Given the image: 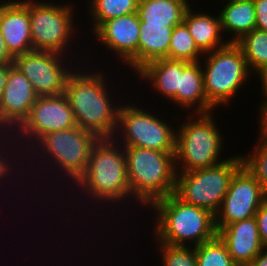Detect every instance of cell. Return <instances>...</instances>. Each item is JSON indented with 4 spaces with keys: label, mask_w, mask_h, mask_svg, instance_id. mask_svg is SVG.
Masks as SVG:
<instances>
[{
    "label": "cell",
    "mask_w": 267,
    "mask_h": 266,
    "mask_svg": "<svg viewBox=\"0 0 267 266\" xmlns=\"http://www.w3.org/2000/svg\"><path fill=\"white\" fill-rule=\"evenodd\" d=\"M127 103H121L119 107L117 128L113 138L123 146L175 152L176 129L154 112Z\"/></svg>",
    "instance_id": "9c48e42d"
},
{
    "label": "cell",
    "mask_w": 267,
    "mask_h": 266,
    "mask_svg": "<svg viewBox=\"0 0 267 266\" xmlns=\"http://www.w3.org/2000/svg\"><path fill=\"white\" fill-rule=\"evenodd\" d=\"M98 139L99 138L93 132L82 129L79 126H74L67 130L51 132L44 135L37 142V144H35L33 148L29 150V152H26V156H28L27 160L31 161L33 159H36L35 157H37L39 153H42L40 156H38L40 157L38 158V161H42V159L45 158L46 159L43 160L44 162L48 160L47 162L49 163L51 168L50 174L53 173V167L54 169L59 168L56 172L54 171L53 174L56 173L57 175L58 171L60 170V173L58 174H63H61L62 180L65 178V176H67V178L65 179H68L70 182L71 180L73 181L69 183V185L73 183L75 184V182L85 172L90 156V151L92 149V146ZM39 149L41 152L38 151ZM31 151L33 153H31ZM32 154L33 156L35 155L34 158L31 157ZM29 157H31V159Z\"/></svg>",
    "instance_id": "8992f818"
},
{
    "label": "cell",
    "mask_w": 267,
    "mask_h": 266,
    "mask_svg": "<svg viewBox=\"0 0 267 266\" xmlns=\"http://www.w3.org/2000/svg\"><path fill=\"white\" fill-rule=\"evenodd\" d=\"M259 139L252 153L241 154L243 165L257 179L262 189L267 193V131L259 125ZM258 143V144H257Z\"/></svg>",
    "instance_id": "4316f807"
},
{
    "label": "cell",
    "mask_w": 267,
    "mask_h": 266,
    "mask_svg": "<svg viewBox=\"0 0 267 266\" xmlns=\"http://www.w3.org/2000/svg\"><path fill=\"white\" fill-rule=\"evenodd\" d=\"M227 1H250V0H227Z\"/></svg>",
    "instance_id": "74e56055"
},
{
    "label": "cell",
    "mask_w": 267,
    "mask_h": 266,
    "mask_svg": "<svg viewBox=\"0 0 267 266\" xmlns=\"http://www.w3.org/2000/svg\"><path fill=\"white\" fill-rule=\"evenodd\" d=\"M0 64H14V57L9 53L1 33H0Z\"/></svg>",
    "instance_id": "d6a6232c"
},
{
    "label": "cell",
    "mask_w": 267,
    "mask_h": 266,
    "mask_svg": "<svg viewBox=\"0 0 267 266\" xmlns=\"http://www.w3.org/2000/svg\"><path fill=\"white\" fill-rule=\"evenodd\" d=\"M219 12L222 34L227 32L232 35L228 42L236 43L246 33L256 29V11L253 0L228 1Z\"/></svg>",
    "instance_id": "44dd1931"
},
{
    "label": "cell",
    "mask_w": 267,
    "mask_h": 266,
    "mask_svg": "<svg viewBox=\"0 0 267 266\" xmlns=\"http://www.w3.org/2000/svg\"><path fill=\"white\" fill-rule=\"evenodd\" d=\"M80 67L68 77L64 92L73 110L76 124L93 132L98 138H113L121 99L116 104V101H113L116 97L115 94L111 95L107 85L108 77L104 76L103 71L82 70L81 73Z\"/></svg>",
    "instance_id": "6da1fadb"
},
{
    "label": "cell",
    "mask_w": 267,
    "mask_h": 266,
    "mask_svg": "<svg viewBox=\"0 0 267 266\" xmlns=\"http://www.w3.org/2000/svg\"><path fill=\"white\" fill-rule=\"evenodd\" d=\"M213 115L212 112L191 113L185 117L186 121L176 128L175 165L177 172L215 166L227 159L220 155L225 146L223 145L224 139Z\"/></svg>",
    "instance_id": "5b68a950"
},
{
    "label": "cell",
    "mask_w": 267,
    "mask_h": 266,
    "mask_svg": "<svg viewBox=\"0 0 267 266\" xmlns=\"http://www.w3.org/2000/svg\"><path fill=\"white\" fill-rule=\"evenodd\" d=\"M242 165V157L238 154L215 166L177 172L174 194L186 204L206 209L216 215L233 175Z\"/></svg>",
    "instance_id": "ba28073f"
},
{
    "label": "cell",
    "mask_w": 267,
    "mask_h": 266,
    "mask_svg": "<svg viewBox=\"0 0 267 266\" xmlns=\"http://www.w3.org/2000/svg\"><path fill=\"white\" fill-rule=\"evenodd\" d=\"M256 11V28L267 32V0H253Z\"/></svg>",
    "instance_id": "1f68e13d"
},
{
    "label": "cell",
    "mask_w": 267,
    "mask_h": 266,
    "mask_svg": "<svg viewBox=\"0 0 267 266\" xmlns=\"http://www.w3.org/2000/svg\"><path fill=\"white\" fill-rule=\"evenodd\" d=\"M260 125L267 131V104L259 112Z\"/></svg>",
    "instance_id": "8d00e7d4"
},
{
    "label": "cell",
    "mask_w": 267,
    "mask_h": 266,
    "mask_svg": "<svg viewBox=\"0 0 267 266\" xmlns=\"http://www.w3.org/2000/svg\"><path fill=\"white\" fill-rule=\"evenodd\" d=\"M10 137H9V136ZM5 139H4V138ZM7 137V138H6ZM8 138H11V135L10 134H0V183H1V181L3 180V182L2 183H6V181L5 180H7L8 179V176H9V180H10V177L13 175L12 174V172L14 171V172H16L15 171V169L12 167L13 166V164L17 161V160H14V158H16L15 157V155H17V157H19V155L20 154H23V153H21V150H20V148H19V146L15 143V140L13 139V138H11V139H8ZM4 142H6V143H4ZM13 145H11L10 143ZM9 143V144H8ZM4 145H8V147L7 146H5L7 149H9V152H8V150L4 147ZM10 145V146H9ZM16 146V147H15ZM12 147V148H11ZM15 147V148H14ZM12 149V150H11ZM13 149H14V151H13ZM17 149V150H16ZM2 150V151H1ZM11 150V151H10ZM8 152V155H7V152ZM13 151V152H12ZM18 151V152H17ZM11 152H12V154H11ZM13 153H14V156H13ZM17 153H19V155L17 154ZM6 154V155H5ZM12 155L10 158L8 157L9 155ZM5 155V156H4ZM13 158V159H12ZM15 161V162H14ZM13 162V163H12ZM12 169H13V171H12ZM6 177H7V179H6Z\"/></svg>",
    "instance_id": "f546056e"
},
{
    "label": "cell",
    "mask_w": 267,
    "mask_h": 266,
    "mask_svg": "<svg viewBox=\"0 0 267 266\" xmlns=\"http://www.w3.org/2000/svg\"><path fill=\"white\" fill-rule=\"evenodd\" d=\"M148 208L155 214L153 236L157 242L186 247L189 241L191 247H196L217 236L215 215L186 204L174 193L156 200Z\"/></svg>",
    "instance_id": "3957f363"
},
{
    "label": "cell",
    "mask_w": 267,
    "mask_h": 266,
    "mask_svg": "<svg viewBox=\"0 0 267 266\" xmlns=\"http://www.w3.org/2000/svg\"><path fill=\"white\" fill-rule=\"evenodd\" d=\"M189 6L186 0H139L137 13L141 22L177 26Z\"/></svg>",
    "instance_id": "603a6c76"
},
{
    "label": "cell",
    "mask_w": 267,
    "mask_h": 266,
    "mask_svg": "<svg viewBox=\"0 0 267 266\" xmlns=\"http://www.w3.org/2000/svg\"><path fill=\"white\" fill-rule=\"evenodd\" d=\"M260 240L267 246V200L260 206L255 214Z\"/></svg>",
    "instance_id": "4dcf8cb0"
},
{
    "label": "cell",
    "mask_w": 267,
    "mask_h": 266,
    "mask_svg": "<svg viewBox=\"0 0 267 266\" xmlns=\"http://www.w3.org/2000/svg\"><path fill=\"white\" fill-rule=\"evenodd\" d=\"M73 185L78 188L73 186L71 190L78 189L77 193L88 195L95 204L98 201L103 206L108 203V207L111 203L129 201L131 194L124 146L114 138H99L92 146L85 172Z\"/></svg>",
    "instance_id": "7a4b0ae2"
},
{
    "label": "cell",
    "mask_w": 267,
    "mask_h": 266,
    "mask_svg": "<svg viewBox=\"0 0 267 266\" xmlns=\"http://www.w3.org/2000/svg\"><path fill=\"white\" fill-rule=\"evenodd\" d=\"M74 126H77L74 113L64 94L38 97L28 116L10 135L19 148L21 146L20 150L24 147L21 150L24 153L27 150L29 152L44 135ZM24 143L29 146L31 144L32 147L24 146Z\"/></svg>",
    "instance_id": "8fae6325"
},
{
    "label": "cell",
    "mask_w": 267,
    "mask_h": 266,
    "mask_svg": "<svg viewBox=\"0 0 267 266\" xmlns=\"http://www.w3.org/2000/svg\"><path fill=\"white\" fill-rule=\"evenodd\" d=\"M203 55L183 22L173 28L167 59L198 62Z\"/></svg>",
    "instance_id": "484cf974"
},
{
    "label": "cell",
    "mask_w": 267,
    "mask_h": 266,
    "mask_svg": "<svg viewBox=\"0 0 267 266\" xmlns=\"http://www.w3.org/2000/svg\"><path fill=\"white\" fill-rule=\"evenodd\" d=\"M37 98L28 78L13 65L0 98V134H11L28 116Z\"/></svg>",
    "instance_id": "9a60e30c"
},
{
    "label": "cell",
    "mask_w": 267,
    "mask_h": 266,
    "mask_svg": "<svg viewBox=\"0 0 267 266\" xmlns=\"http://www.w3.org/2000/svg\"><path fill=\"white\" fill-rule=\"evenodd\" d=\"M159 246L163 266H198L195 247L171 246L156 242Z\"/></svg>",
    "instance_id": "f1b7e54d"
},
{
    "label": "cell",
    "mask_w": 267,
    "mask_h": 266,
    "mask_svg": "<svg viewBox=\"0 0 267 266\" xmlns=\"http://www.w3.org/2000/svg\"><path fill=\"white\" fill-rule=\"evenodd\" d=\"M217 235L238 266H247L263 249L256 217L227 224Z\"/></svg>",
    "instance_id": "e0dca14e"
},
{
    "label": "cell",
    "mask_w": 267,
    "mask_h": 266,
    "mask_svg": "<svg viewBox=\"0 0 267 266\" xmlns=\"http://www.w3.org/2000/svg\"><path fill=\"white\" fill-rule=\"evenodd\" d=\"M257 76L260 78V84H261V91H262V95L263 98L265 97L264 101L261 102L262 104L260 105L259 107V110L260 111L266 104H267V67L259 74H257Z\"/></svg>",
    "instance_id": "836d02e7"
},
{
    "label": "cell",
    "mask_w": 267,
    "mask_h": 266,
    "mask_svg": "<svg viewBox=\"0 0 267 266\" xmlns=\"http://www.w3.org/2000/svg\"><path fill=\"white\" fill-rule=\"evenodd\" d=\"M73 10L74 7L70 3L57 5L53 1L46 3L42 0H29L33 50L68 55L72 35L75 37L78 33L74 28L76 21L73 20Z\"/></svg>",
    "instance_id": "30bf717a"
},
{
    "label": "cell",
    "mask_w": 267,
    "mask_h": 266,
    "mask_svg": "<svg viewBox=\"0 0 267 266\" xmlns=\"http://www.w3.org/2000/svg\"><path fill=\"white\" fill-rule=\"evenodd\" d=\"M174 27L140 21L138 70L151 61L167 57Z\"/></svg>",
    "instance_id": "7402d4cb"
},
{
    "label": "cell",
    "mask_w": 267,
    "mask_h": 266,
    "mask_svg": "<svg viewBox=\"0 0 267 266\" xmlns=\"http://www.w3.org/2000/svg\"><path fill=\"white\" fill-rule=\"evenodd\" d=\"M65 57L68 56L32 50L16 56L14 66L28 78L38 97L57 96L64 94L68 77L78 67H69L74 56L70 61Z\"/></svg>",
    "instance_id": "7c38bea8"
},
{
    "label": "cell",
    "mask_w": 267,
    "mask_h": 266,
    "mask_svg": "<svg viewBox=\"0 0 267 266\" xmlns=\"http://www.w3.org/2000/svg\"><path fill=\"white\" fill-rule=\"evenodd\" d=\"M247 266H267V246Z\"/></svg>",
    "instance_id": "d590c367"
},
{
    "label": "cell",
    "mask_w": 267,
    "mask_h": 266,
    "mask_svg": "<svg viewBox=\"0 0 267 266\" xmlns=\"http://www.w3.org/2000/svg\"><path fill=\"white\" fill-rule=\"evenodd\" d=\"M14 64H0V98L1 95L4 91L6 82H7V77L9 74V69L13 66Z\"/></svg>",
    "instance_id": "e575fe53"
},
{
    "label": "cell",
    "mask_w": 267,
    "mask_h": 266,
    "mask_svg": "<svg viewBox=\"0 0 267 266\" xmlns=\"http://www.w3.org/2000/svg\"><path fill=\"white\" fill-rule=\"evenodd\" d=\"M0 33L14 58L33 50L29 0L0 1Z\"/></svg>",
    "instance_id": "2e32d148"
},
{
    "label": "cell",
    "mask_w": 267,
    "mask_h": 266,
    "mask_svg": "<svg viewBox=\"0 0 267 266\" xmlns=\"http://www.w3.org/2000/svg\"><path fill=\"white\" fill-rule=\"evenodd\" d=\"M195 252L198 266H238L218 235L196 246Z\"/></svg>",
    "instance_id": "83f0119b"
},
{
    "label": "cell",
    "mask_w": 267,
    "mask_h": 266,
    "mask_svg": "<svg viewBox=\"0 0 267 266\" xmlns=\"http://www.w3.org/2000/svg\"><path fill=\"white\" fill-rule=\"evenodd\" d=\"M243 51L250 71L261 73L267 67V32L254 29L236 42Z\"/></svg>",
    "instance_id": "d4e9b609"
},
{
    "label": "cell",
    "mask_w": 267,
    "mask_h": 266,
    "mask_svg": "<svg viewBox=\"0 0 267 266\" xmlns=\"http://www.w3.org/2000/svg\"><path fill=\"white\" fill-rule=\"evenodd\" d=\"M183 60L157 59L145 64L136 74L140 80H147L157 93L176 105V93L180 89ZM149 80V81H148Z\"/></svg>",
    "instance_id": "d6986e66"
},
{
    "label": "cell",
    "mask_w": 267,
    "mask_h": 266,
    "mask_svg": "<svg viewBox=\"0 0 267 266\" xmlns=\"http://www.w3.org/2000/svg\"><path fill=\"white\" fill-rule=\"evenodd\" d=\"M93 33L103 46L116 52L122 64L132 68L131 70L135 71L134 74L138 71L140 19L137 12L107 20Z\"/></svg>",
    "instance_id": "5bb4252c"
},
{
    "label": "cell",
    "mask_w": 267,
    "mask_h": 266,
    "mask_svg": "<svg viewBox=\"0 0 267 266\" xmlns=\"http://www.w3.org/2000/svg\"><path fill=\"white\" fill-rule=\"evenodd\" d=\"M192 6L187 8L183 23L187 26L189 33L193 37L197 47L203 54L212 52L218 48L225 46L228 40L223 39L221 35V23L219 14L213 16V14L196 12L192 10Z\"/></svg>",
    "instance_id": "ffe728a7"
},
{
    "label": "cell",
    "mask_w": 267,
    "mask_h": 266,
    "mask_svg": "<svg viewBox=\"0 0 267 266\" xmlns=\"http://www.w3.org/2000/svg\"><path fill=\"white\" fill-rule=\"evenodd\" d=\"M93 32L105 21L137 12L139 0H88ZM90 10V11H89Z\"/></svg>",
    "instance_id": "cb8c5ba5"
},
{
    "label": "cell",
    "mask_w": 267,
    "mask_h": 266,
    "mask_svg": "<svg viewBox=\"0 0 267 266\" xmlns=\"http://www.w3.org/2000/svg\"><path fill=\"white\" fill-rule=\"evenodd\" d=\"M124 153L132 201L148 208L175 192V152L124 146Z\"/></svg>",
    "instance_id": "277c9868"
},
{
    "label": "cell",
    "mask_w": 267,
    "mask_h": 266,
    "mask_svg": "<svg viewBox=\"0 0 267 266\" xmlns=\"http://www.w3.org/2000/svg\"><path fill=\"white\" fill-rule=\"evenodd\" d=\"M266 200L267 193L242 165L233 175L222 206L215 215L217 232L227 224L254 217Z\"/></svg>",
    "instance_id": "4fadbf2b"
},
{
    "label": "cell",
    "mask_w": 267,
    "mask_h": 266,
    "mask_svg": "<svg viewBox=\"0 0 267 266\" xmlns=\"http://www.w3.org/2000/svg\"><path fill=\"white\" fill-rule=\"evenodd\" d=\"M202 58L204 63L201 61V67L207 101L215 109L221 105H230L235 94L237 95L236 92L250 80L253 73L248 67L242 49L237 43L228 42L225 46L204 54Z\"/></svg>",
    "instance_id": "52a82bcc"
},
{
    "label": "cell",
    "mask_w": 267,
    "mask_h": 266,
    "mask_svg": "<svg viewBox=\"0 0 267 266\" xmlns=\"http://www.w3.org/2000/svg\"><path fill=\"white\" fill-rule=\"evenodd\" d=\"M177 105L184 110L188 109V114L209 113L215 109L206 99L204 75L200 61L187 62L183 60L180 89L176 93ZM190 111L192 112L190 113Z\"/></svg>",
    "instance_id": "ac0fdd59"
}]
</instances>
